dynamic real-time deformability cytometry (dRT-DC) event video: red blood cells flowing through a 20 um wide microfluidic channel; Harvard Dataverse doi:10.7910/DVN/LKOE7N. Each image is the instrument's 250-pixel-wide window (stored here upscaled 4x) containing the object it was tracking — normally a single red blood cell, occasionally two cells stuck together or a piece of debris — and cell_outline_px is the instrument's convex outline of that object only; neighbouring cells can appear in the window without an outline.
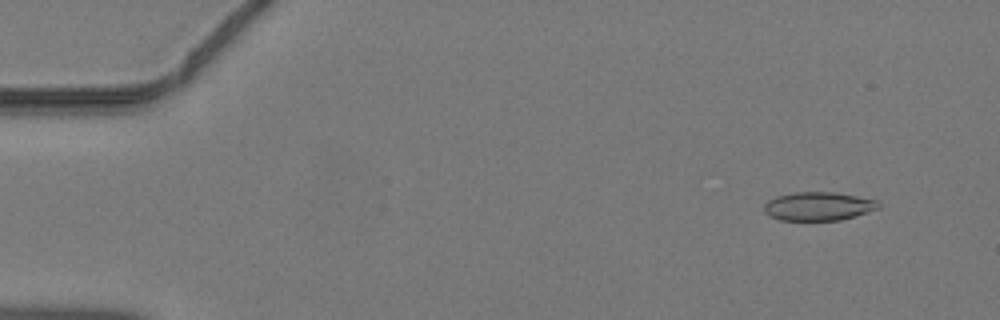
{"species": "common noctule bat (a hibernating species)", "species_latin": "Nyctalus noctula", "temperature_condition": "warm", "stored_images_in_passage": 46, "camera_frame_rate_fps": 3000, "um_per_image_px": 0.085, "animal": {"sex": "male", "body_mass_g": 19.2, "forearm_length_mm": 51.8}, "frame": {"image": 1, "passage_image": 4, "time_ms": 1.0, "image_size_px": [1000, 320], "cell_outline_px": [[880, 208], [840, 220], [780, 220], [768, 216], [764, 212], [764, 204], [768, 200], [776, 196], [792, 192], [836, 192], [876, 200], [880, 204]], "centroid_in_image_um": [69.52, 17.53], "position_along_channel_um": 15.5, "area_um2": 19.07}}
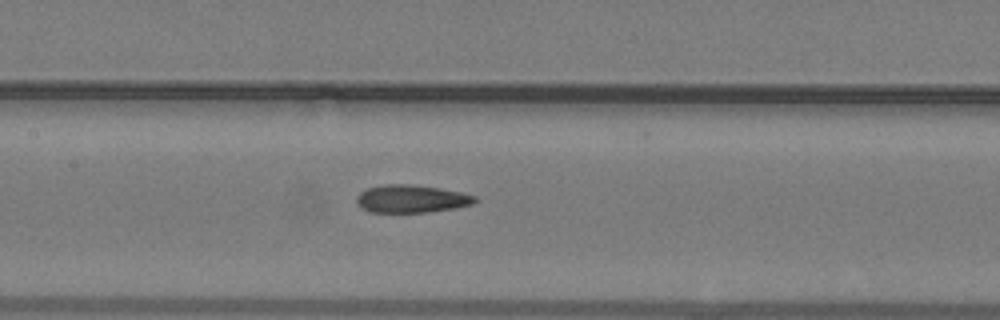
{"frame": {"image": 2, "passage_image": 22, "time_ms": 7.0, "image_size_px": [1000, 320], "cell_outline_px": [[476, 200], [472, 204], [452, 208], [424, 212], [368, 212], [360, 208], [356, 204], [356, 196], [360, 192], [368, 188], [384, 184], [412, 184], [440, 188], [460, 192], [476, 196]], "centroid_in_image_um": [34.9, 16.89], "position_along_channel_um": 172.5, "area_um2": 19.13}}
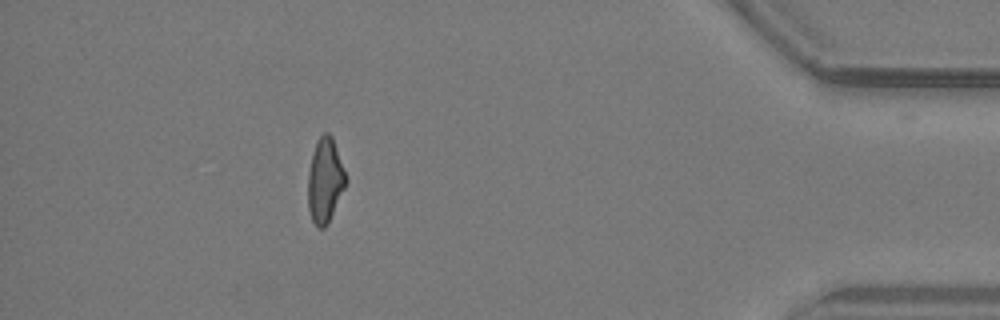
{"frame": {"image": 3, "passage_image": 41, "time_ms": 13.333, "image_size_px": [1000, 320], "cell_outline_px": [[348, 180], [328, 224], [324, 228], [316, 228], [312, 220], [308, 208], [308, 172], [316, 140], [324, 132], [328, 132], [332, 136]], "centroid_in_image_um": [27.62, 15.36], "position_along_channel_um": 407.6, "area_um2": 18.73}}